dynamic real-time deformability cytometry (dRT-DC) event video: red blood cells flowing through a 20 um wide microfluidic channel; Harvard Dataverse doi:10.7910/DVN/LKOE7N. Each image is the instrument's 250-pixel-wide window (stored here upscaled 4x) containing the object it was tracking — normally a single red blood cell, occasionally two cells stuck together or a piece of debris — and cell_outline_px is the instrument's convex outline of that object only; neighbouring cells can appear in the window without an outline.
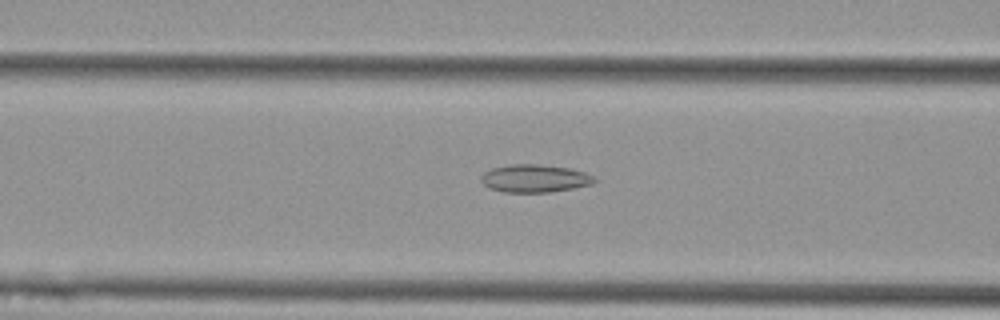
{"species": "Egyptian fruit bat (a non-hibernating species)", "species_latin": "Rousettus aegyptiacus", "temperature_condition": "cold", "stored_images_in_passage": 55, "camera_frame_rate_fps": 3000, "um_per_image_px": 0.085, "animal": {"sex": "female"}, "frame": {"image": 1, "passage_image": 22, "time_ms": 7.0, "image_size_px": [1000, 320], "cell_outline_px": [[596, 180], [592, 184], [572, 188], [548, 192], [504, 192], [488, 188], [480, 180], [480, 176], [484, 172], [492, 168], [512, 164], [540, 164], [572, 168], [584, 172], [592, 176]], "centroid_in_image_um": [45.42, 15.16], "position_along_channel_um": 121.2, "area_um2": 18.38}}
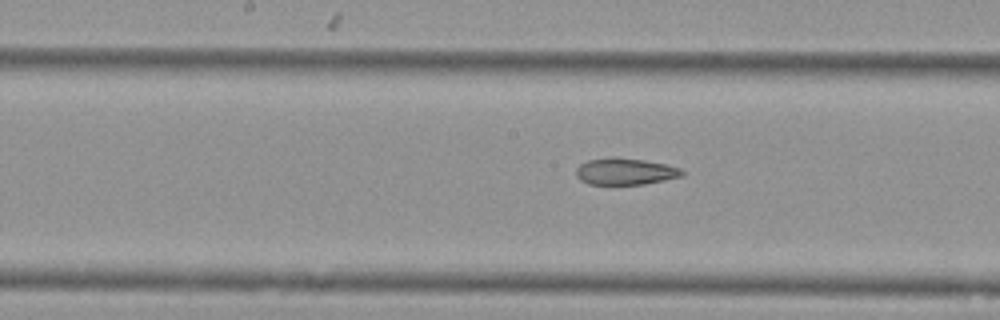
{"frame": {"image": 2, "passage_image": 28, "time_ms": 9.0, "image_size_px": [1000, 320], "cell_outline_px": [[684, 176], [644, 184], [588, 184], [580, 180], [576, 176], [576, 168], [580, 164], [588, 160], [612, 156], [644, 160], [668, 164], [680, 168], [684, 172]], "centroid_in_image_um": [53.15, 14.56], "position_along_channel_um": 195.1, "area_um2": 16.65}}
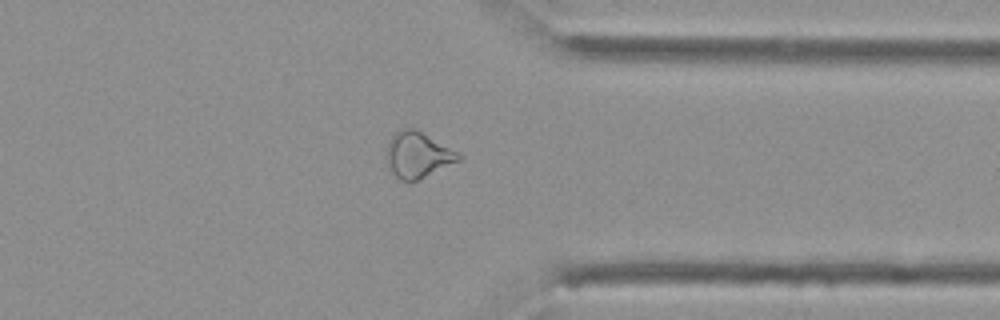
{"frame": {"image": 3, "passage_image": 43, "time_ms": 14.0, "image_size_px": [1000, 320], "cell_outline_px": [[464, 156], [460, 160], [416, 180], [400, 180], [392, 172], [388, 164], [388, 140], [400, 128], [412, 128], [420, 132]], "centroid_in_image_um": [35.49, 13.16], "position_along_channel_um": 375.9, "area_um2": 18.44}, "authors_computed_cell_mechanics": {"area_um2": 20.6924, "velocity_mm_per_s": 3.6975, "shape_relaxation_time_tau1_ms": null, "shape_relaxation_time_tau2_ms": 5.1685, "deformation_change_tau1": null, "deformation_change_tau2": 0.1283}}